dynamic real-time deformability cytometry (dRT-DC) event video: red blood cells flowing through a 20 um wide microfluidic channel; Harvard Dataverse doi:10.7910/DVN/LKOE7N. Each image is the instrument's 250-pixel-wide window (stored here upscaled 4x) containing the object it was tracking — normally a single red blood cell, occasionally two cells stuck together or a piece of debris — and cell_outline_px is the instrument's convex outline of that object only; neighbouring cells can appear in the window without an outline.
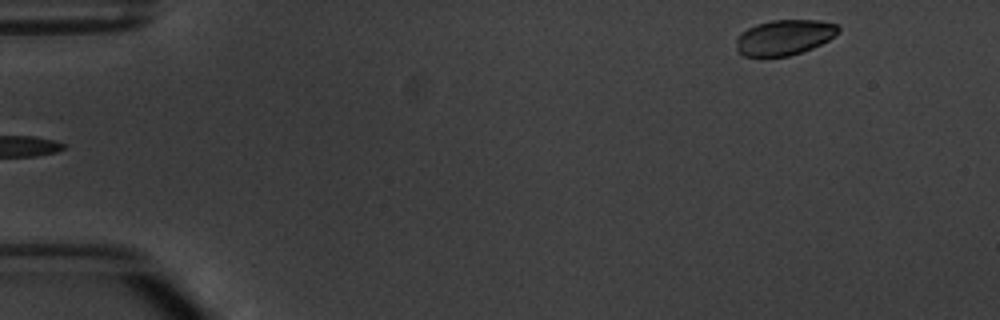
{"species": "common noctule bat (a hibernating species)", "species_latin": "Nyctalus noctula", "temperature_condition": "warm", "stored_images_in_passage": 5, "segment_of_instrument_passage": [2, 2], "camera_frame_rate_fps": 3000, "um_per_image_px": 0.085, "animal": {"sex": "male", "body_mass_g": 20.1, "forearm_length_mm": 53.5}, "frame": {"image": 1, "passage_image": 5, "time_ms": 5.667, "image_size_px": [1000, 320], "cell_outline_px": [[840, 32], [828, 40], [812, 48], [788, 56], [744, 56], [736, 52], [736, 40], [740, 32], [756, 24], [772, 20], [820, 20], [836, 24], [840, 28]], "centroid_in_image_um": [66.65, 3.17], "position_along_channel_um": 18.4, "area_um2": 21.1}}